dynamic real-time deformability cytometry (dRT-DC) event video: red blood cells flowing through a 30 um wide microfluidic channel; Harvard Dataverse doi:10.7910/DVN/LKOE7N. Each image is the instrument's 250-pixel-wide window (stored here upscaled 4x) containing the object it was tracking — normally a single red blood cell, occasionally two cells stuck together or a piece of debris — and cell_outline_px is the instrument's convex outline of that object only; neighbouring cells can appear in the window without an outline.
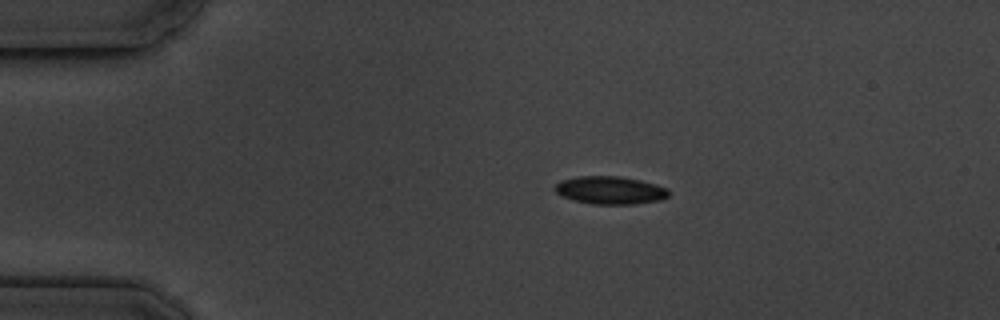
{"species": "common noctule bat (a hibernating species)", "species_latin": "Nyctalus noctula", "temperature_condition": "cold", "stored_images_in_passage": 16, "camera_frame_rate_fps": 3000, "um_per_image_px": 0.085, "animal": {"sex": "male", "body_mass_g": 19.5, "forearm_length_mm": 54.6}, "frame": {"image": 1, "passage_image": 3, "time_ms": 2.333, "image_size_px": [1000, 320], "cell_outline_px": [[668, 196], [660, 200], [636, 204], [592, 204], [572, 200], [560, 196], [552, 188], [560, 180], [576, 176], [620, 176], [640, 180], [656, 184], [668, 188]], "centroid_in_image_um": [51.82, 16.17], "position_along_channel_um": 33.2, "area_um2": 18.73}}
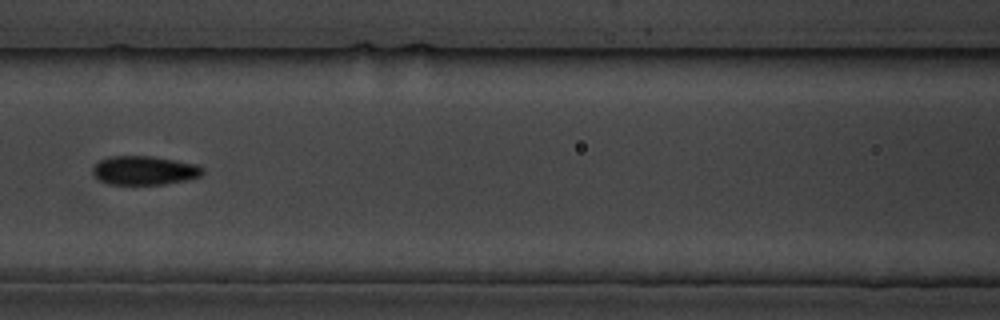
{"frame": {"image": 2, "passage_image": 7, "time_ms": 7.0, "image_size_px": [1000, 320], "cell_outline_px": [[204, 172], [200, 176], [184, 180], [164, 184], [108, 184], [100, 180], [92, 172], [92, 168], [100, 160], [108, 156], [152, 156], [176, 160], [196, 164], [204, 168]], "centroid_in_image_um": [12.27, 14.47], "position_along_channel_um": 154.3, "area_um2": 18.44}}
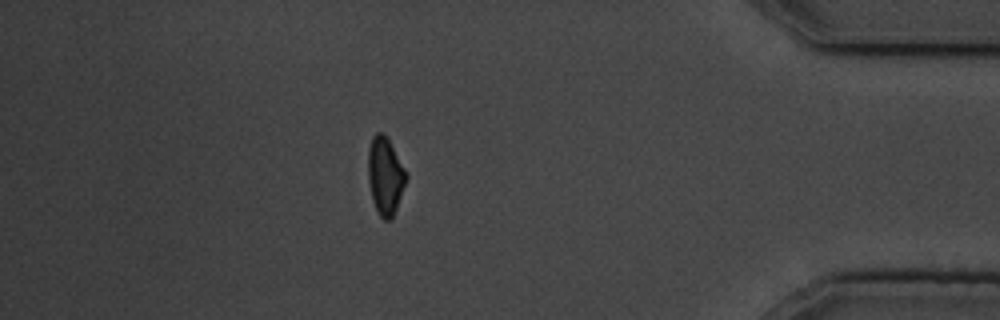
{"frame": {"image": 3, "passage_image": 14, "time_ms": 15.0, "image_size_px": [1000, 320], "cell_outline_px": [[408, 176], [396, 208], [392, 216], [388, 220], [384, 220], [376, 212], [372, 200], [368, 180], [368, 148], [372, 136], [376, 132], [384, 132], [404, 168]], "centroid_in_image_um": [32.71, 14.93], "position_along_channel_um": 402.5, "area_um2": 17.11}, "authors_computed_cell_mechanics": {"area_um2": 17.5712, "velocity_mm_per_s": 3.5908, "shape_relaxation_time_tau1_ms": 2.5724, "shape_relaxation_time_tau2_ms": null, "deformation_change_tau1": 0.1035, "deformation_change_tau2": null}}